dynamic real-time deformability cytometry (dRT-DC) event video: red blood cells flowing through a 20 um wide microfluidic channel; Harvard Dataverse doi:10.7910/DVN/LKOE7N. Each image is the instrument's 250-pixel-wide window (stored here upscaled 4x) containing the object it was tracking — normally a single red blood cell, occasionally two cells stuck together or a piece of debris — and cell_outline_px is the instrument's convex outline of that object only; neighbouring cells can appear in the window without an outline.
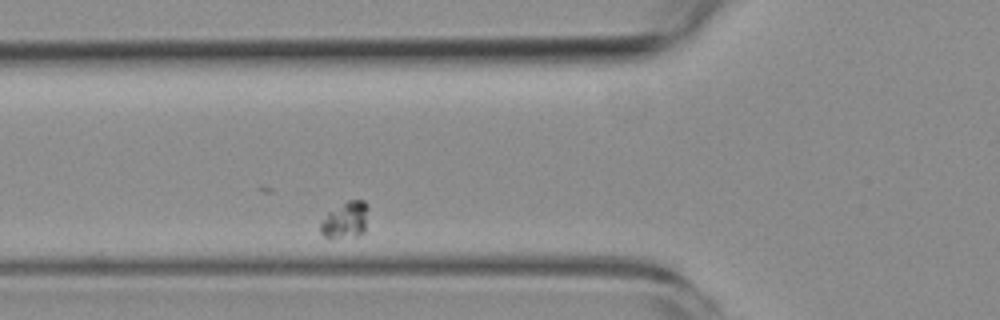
{"species": "common noctule bat (a hibernating species)", "species_latin": "Nyctalus noctula", "temperature_condition": "room temperature", "stored_images_in_passage": 2, "camera_frame_rate_fps": 3000, "um_per_image_px": 0.085, "animal": {"sex": "female", "body_mass_g": 19.3, "forearm_length_mm": 54.1}, "frame": {"image": 1, "passage_image": 2, "time_ms": 1.333, "image_size_px": [1000, 320], "cell_outline_px": [[368, 208], [364, 232], [356, 236], [328, 240], [320, 232], [320, 224], [328, 212], [348, 200], [364, 200], [368, 204]], "centroid_in_image_um": [29.35, 18.73], "position_along_channel_um": 96.5, "area_um2": 10.35}}